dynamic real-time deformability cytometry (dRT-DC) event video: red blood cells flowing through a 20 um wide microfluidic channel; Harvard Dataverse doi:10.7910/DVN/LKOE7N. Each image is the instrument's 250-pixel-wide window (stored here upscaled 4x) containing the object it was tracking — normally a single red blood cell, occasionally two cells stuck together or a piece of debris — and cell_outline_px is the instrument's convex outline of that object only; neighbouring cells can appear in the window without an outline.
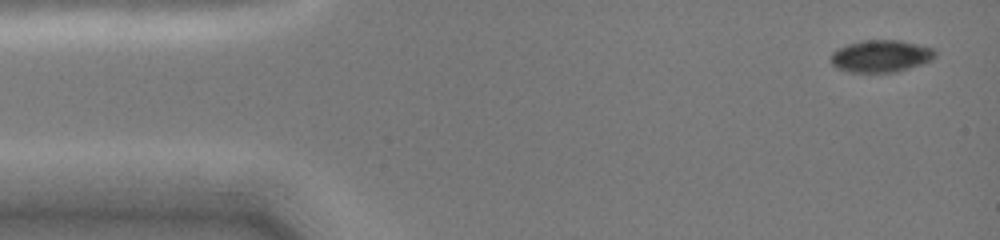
{"species": "common noctule bat (a hibernating species)", "species_latin": "Nyctalus noctula", "temperature_condition": "cold", "stored_images_in_passage": 37, "camera_frame_rate_fps": 3000, "um_per_image_px": 0.085, "animal": {"sex": "female", "body_mass_g": 19.0, "forearm_length_mm": 51.5}, "frame": {"image": 1, "passage_image": 1, "time_ms": 0.0, "image_size_px": [1000, 240], "cell_outline_px": [[936, 56], [932, 60], [896, 72], [848, 72], [836, 68], [832, 64], [832, 52], [836, 48], [848, 44], [864, 40], [900, 40], [936, 48]], "centroid_in_image_um": [74.89, 4.76], "position_along_channel_um": 10.1, "area_um2": 19.65}}
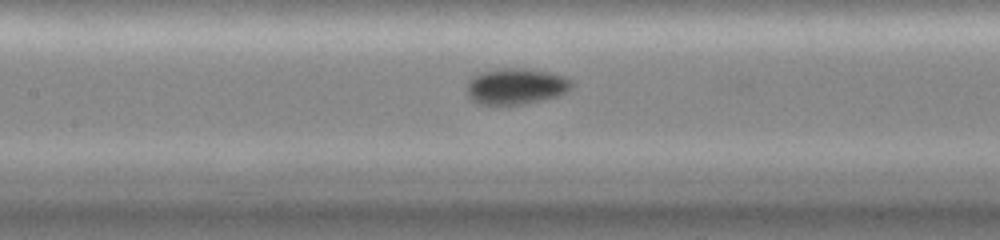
{"frame": {"image": 2, "passage_image": 15, "time_ms": 6.333, "image_size_px": [1000, 240], "cell_outline_px": [[572, 88], [568, 92], [556, 96], [524, 104], [476, 104], [468, 96], [464, 88], [468, 80], [472, 76], [480, 72], [492, 68], [524, 68], [548, 72], [564, 76], [572, 80]], "centroid_in_image_um": [43.8, 7.32], "position_along_channel_um": 163.6, "area_um2": 22.43}}
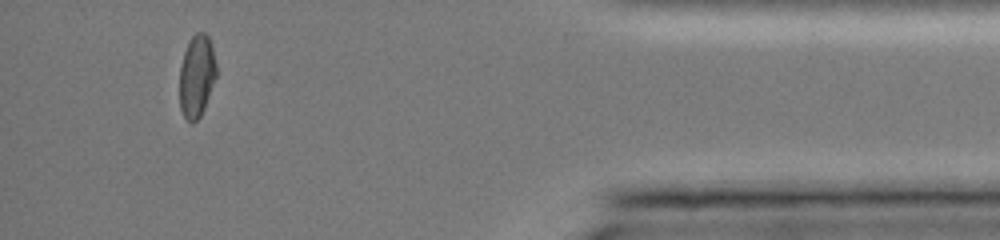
{"frame": {"image": 3, "passage_image": 33, "time_ms": 13.667, "image_size_px": [1000, 240], "cell_outline_px": [[216, 76], [204, 108], [200, 116], [192, 124], [184, 116], [180, 108], [180, 64], [188, 40], [196, 32], [204, 32], [208, 36], [212, 44], [216, 64]], "centroid_in_image_um": [16.71, 6.42], "position_along_channel_um": 418.5, "area_um2": 17.69}, "authors_computed_cell_mechanics": {"area_um2": 19.652, "velocity_mm_per_s": 4.0418, "shape_relaxation_time_tau1_ms": 2.8394, "shape_relaxation_time_tau2_ms": 3.3834, "deformation_change_tau1": 0.0703, "deformation_change_tau2": 0.0303}}